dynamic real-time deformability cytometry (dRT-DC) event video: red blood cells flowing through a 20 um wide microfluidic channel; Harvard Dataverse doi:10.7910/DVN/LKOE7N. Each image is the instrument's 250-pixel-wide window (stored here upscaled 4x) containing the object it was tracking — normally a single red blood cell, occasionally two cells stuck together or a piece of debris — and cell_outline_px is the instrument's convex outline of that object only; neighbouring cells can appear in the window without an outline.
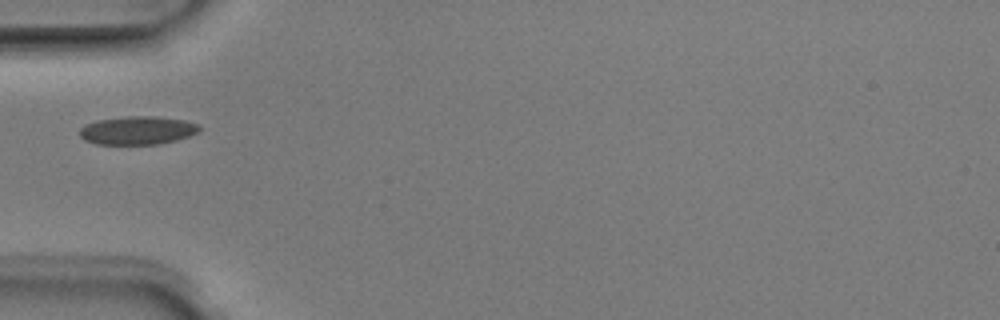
{"species": "Egyptian fruit bat (a non-hibernating species)", "species_latin": "Rousettus aegyptiacus", "temperature_condition": "room temperature", "stored_images_in_passage": 2, "camera_frame_rate_fps": 3000, "um_per_image_px": 0.085, "animal": {"sex": "male"}, "frame": {"image": 1, "passage_image": 1, "time_ms": 0.0, "image_size_px": [1000, 320], "cell_outline_px": [[200, 132], [176, 140], [160, 144], [96, 144], [84, 140], [80, 136], [80, 128], [84, 124], [96, 120], [128, 116], [152, 116], [184, 120], [200, 124]], "centroid_in_image_um": [11.68, 11.08], "position_along_channel_um": 73.3, "area_um2": 19.88}}
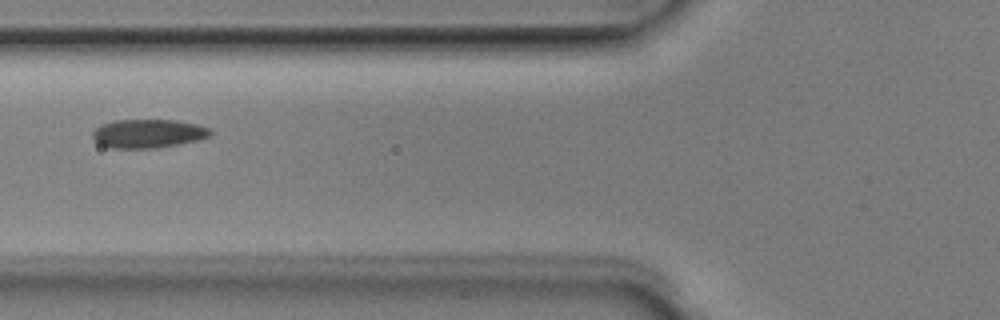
{"frame": {"image": 2, "passage_image": 2, "time_ms": 0.333, "image_size_px": [1000, 320], "cell_outline_px": [[212, 136], [200, 140], [180, 144], [156, 148], [112, 148], [100, 144], [92, 136], [92, 132], [100, 124], [112, 120], [176, 120], [196, 124], [208, 128], [212, 132]], "centroid_in_image_um": [12.61, 11.35], "position_along_channel_um": 113.2, "area_um2": 19.83}}